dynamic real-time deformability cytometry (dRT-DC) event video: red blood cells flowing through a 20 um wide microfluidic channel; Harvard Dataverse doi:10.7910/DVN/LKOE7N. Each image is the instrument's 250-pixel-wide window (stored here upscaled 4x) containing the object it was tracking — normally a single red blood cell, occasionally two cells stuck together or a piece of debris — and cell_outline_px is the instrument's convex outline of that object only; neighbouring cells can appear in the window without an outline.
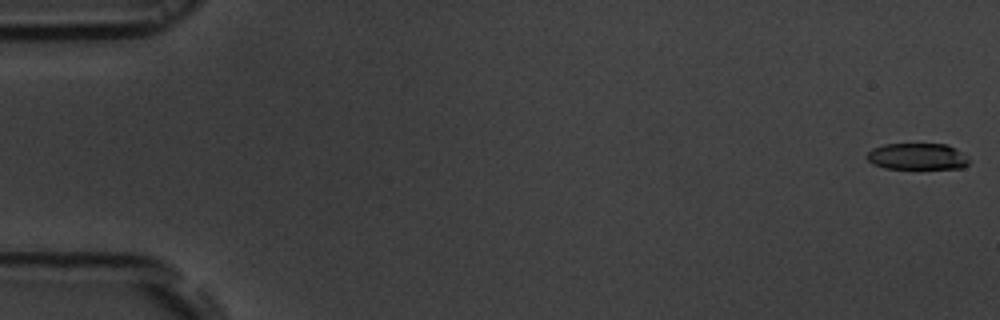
{"species": "common noctule bat (a hibernating species)", "species_latin": "Nyctalus noctula", "temperature_condition": "room temperature", "stored_images_in_passage": 55, "camera_frame_rate_fps": 3000, "um_per_image_px": 0.085, "animal": {"sex": "male", "body_mass_g": 19.5, "forearm_length_mm": 54.6}, "frame": {"image": 1, "passage_image": 1, "time_ms": 0.0, "image_size_px": [1000, 320], "cell_outline_px": [[968, 164], [964, 168], [884, 168], [872, 164], [864, 156], [872, 148], [884, 144], [948, 144], [956, 148], [968, 160]], "centroid_in_image_um": [77.92, 13.29], "position_along_channel_um": 7.1, "area_um2": 15.72}}
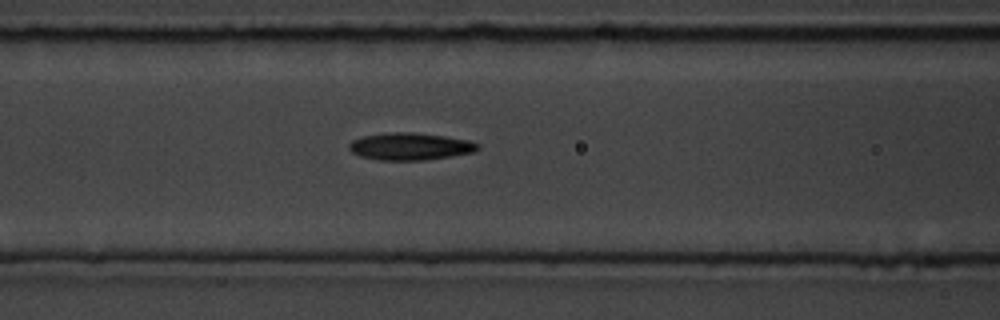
{"frame": {"image": 2, "passage_image": 23, "time_ms": 7.333, "image_size_px": [1000, 320], "cell_outline_px": [[480, 148], [476, 152], [452, 156], [424, 160], [376, 160], [360, 156], [352, 152], [348, 148], [348, 144], [352, 140], [364, 136], [388, 132], [412, 132], [444, 136], [468, 140], [480, 144]], "centroid_in_image_um": [34.87, 12.45], "position_along_channel_um": 131.7, "area_um2": 20.58}}
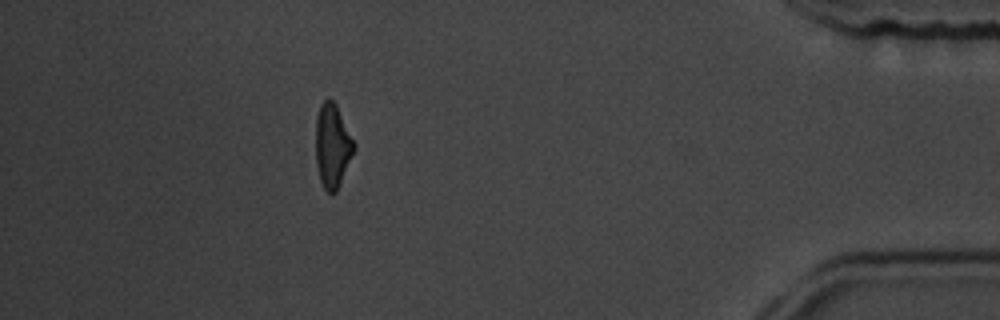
{"frame": {"image": 3, "passage_image": 49, "time_ms": 16.0, "image_size_px": [1000, 320], "cell_outline_px": [[356, 148], [340, 184], [336, 192], [328, 192], [324, 188], [320, 180], [316, 164], [316, 116], [320, 104], [328, 96], [336, 104], [356, 144]], "centroid_in_image_um": [28.26, 12.36], "position_along_channel_um": 406.9, "area_um2": 18.84}, "authors_computed_cell_mechanics": {"area_um2": 19.2474, "velocity_mm_per_s": 3.7648, "shape_relaxation_time_tau1_ms": 4.3851, "shape_relaxation_time_tau2_ms": 6.3433, "deformation_change_tau1": 0.149, "deformation_change_tau2": 0.1662}}